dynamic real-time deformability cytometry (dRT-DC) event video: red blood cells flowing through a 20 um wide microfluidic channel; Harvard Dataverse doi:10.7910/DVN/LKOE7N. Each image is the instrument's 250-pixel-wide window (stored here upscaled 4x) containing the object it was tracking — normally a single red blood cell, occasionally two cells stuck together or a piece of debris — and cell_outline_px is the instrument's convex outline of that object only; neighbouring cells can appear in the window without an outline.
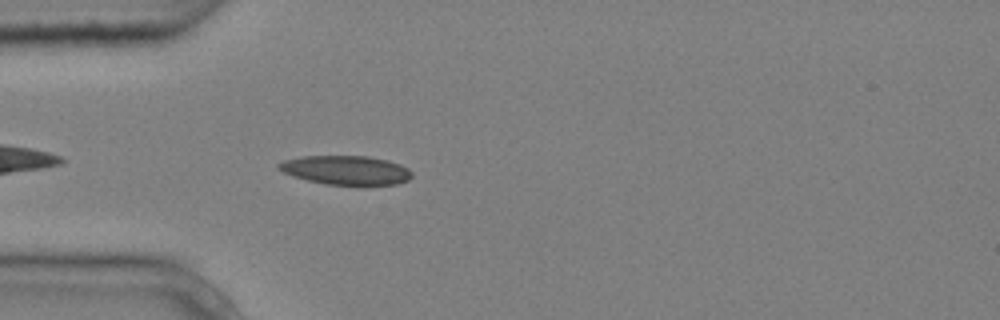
{"species": "common noctule bat (a hibernating species)", "species_latin": "Nyctalus noctula", "temperature_condition": "cold", "stored_images_in_passage": 2, "camera_frame_rate_fps": 3000, "um_per_image_px": 0.085, "animal": {"sex": "male", "body_mass_g": 20.4}, "frame": {"image": 1, "passage_image": 2, "time_ms": 0.333, "image_size_px": [1000, 320], "cell_outline_px": [[412, 176], [408, 180], [396, 184], [356, 188], [324, 184], [292, 176], [276, 168], [276, 164], [284, 160], [300, 156], [368, 156], [388, 160], [400, 164], [408, 168], [412, 172]], "centroid_in_image_um": [29.43, 14.5], "position_along_channel_um": 55.6, "area_um2": 23.52}}